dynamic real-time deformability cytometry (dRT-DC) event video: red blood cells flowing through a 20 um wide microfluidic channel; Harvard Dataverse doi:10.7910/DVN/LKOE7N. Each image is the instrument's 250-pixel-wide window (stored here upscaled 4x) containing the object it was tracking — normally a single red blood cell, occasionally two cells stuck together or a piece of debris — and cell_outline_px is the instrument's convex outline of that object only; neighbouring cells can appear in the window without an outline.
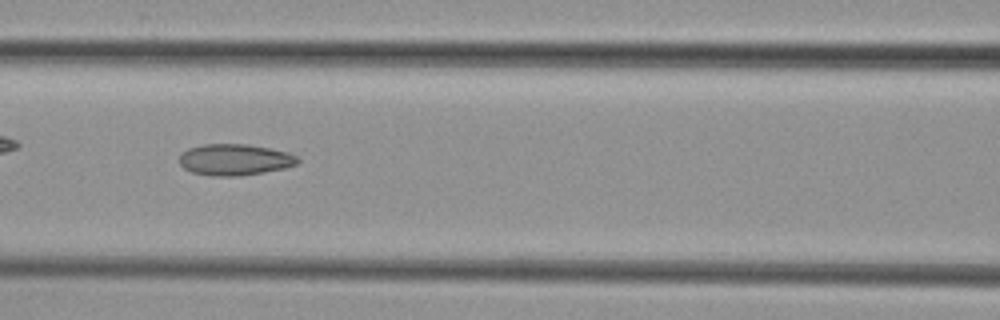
{"species": "common noctule bat (a hibernating species)", "species_latin": "Nyctalus noctula", "temperature_condition": "cold", "stored_images_in_passage": 9, "camera_frame_rate_fps": 3000, "um_per_image_px": 0.085, "animal": {"sex": "female", "body_mass_g": 29.2, "forearm_length_mm": 56.3}, "frame": {"image": 1, "passage_image": 7, "time_ms": 8.667, "image_size_px": [1000, 320], "cell_outline_px": [[300, 164], [284, 168], [264, 172], [240, 176], [212, 176], [192, 172], [184, 168], [180, 164], [180, 152], [188, 148], [204, 144], [248, 144], [288, 152], [296, 156], [300, 160]], "centroid_in_image_um": [19.96, 13.57], "position_along_channel_um": 146.6, "area_um2": 21.73}}
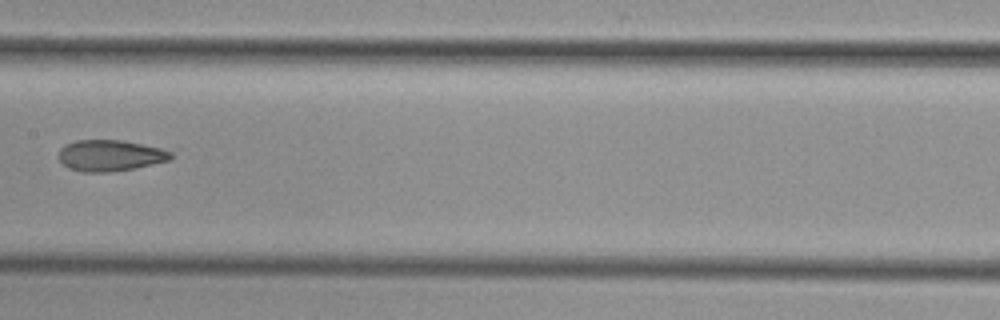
{"frame": {"image": 2, "passage_image": 8, "time_ms": 10.0, "image_size_px": [1000, 320], "cell_outline_px": [[172, 160], [136, 168], [112, 172], [84, 172], [68, 168], [56, 156], [60, 148], [64, 144], [76, 140], [124, 140], [160, 148], [172, 152]], "centroid_in_image_um": [9.35, 13.22], "position_along_channel_um": 198.1, "area_um2": 20.69}}
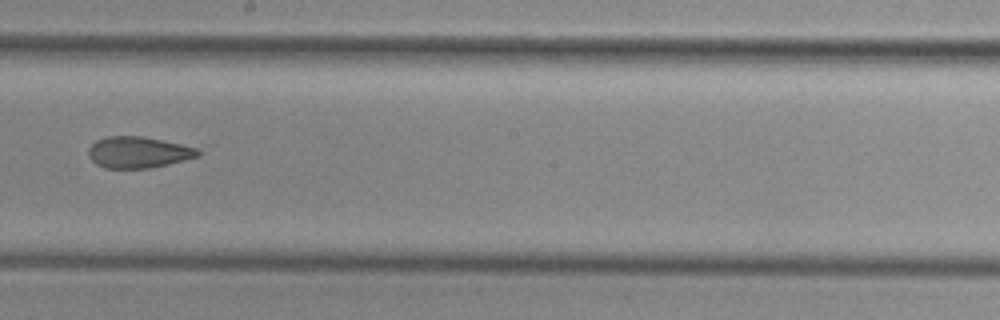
{"frame": {"image": 3, "passage_image": 9, "time_ms": 11.0, "image_size_px": [1000, 320], "cell_outline_px": [[200, 156], [152, 168], [104, 168], [96, 164], [88, 156], [88, 148], [96, 140], [108, 136], [144, 136], [180, 144], [196, 148], [200, 152]], "centroid_in_image_um": [11.73, 12.95], "position_along_channel_um": 236.5, "area_um2": 20.0}}